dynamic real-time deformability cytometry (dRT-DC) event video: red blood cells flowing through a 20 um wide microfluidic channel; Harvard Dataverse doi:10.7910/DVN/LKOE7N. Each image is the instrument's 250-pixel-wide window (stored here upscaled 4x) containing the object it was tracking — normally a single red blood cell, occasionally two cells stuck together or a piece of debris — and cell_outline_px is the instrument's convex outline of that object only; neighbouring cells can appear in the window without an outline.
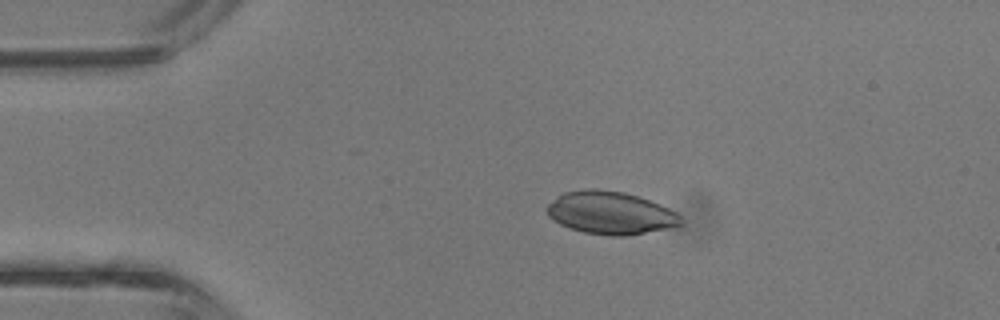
{"species": "common noctule bat (a hibernating species)", "species_latin": "Nyctalus noctula", "temperature_condition": "room temperature", "stored_images_in_passage": 37, "camera_frame_rate_fps": 3000, "um_per_image_px": 0.085, "animal": {"sex": "male", "body_mass_g": 13.3}, "frame": {"image": 1, "passage_image": 4, "time_ms": 1.0, "image_size_px": [1000, 320], "cell_outline_px": [[684, 224], [624, 236], [608, 236], [584, 232], [568, 228], [560, 224], [548, 216], [544, 208], [548, 204], [564, 192], [588, 188], [596, 188], [624, 192], [660, 204], [676, 212], [680, 216]], "centroid_in_image_um": [51.84, 18.09], "position_along_channel_um": 33.2, "area_um2": 33.23}}
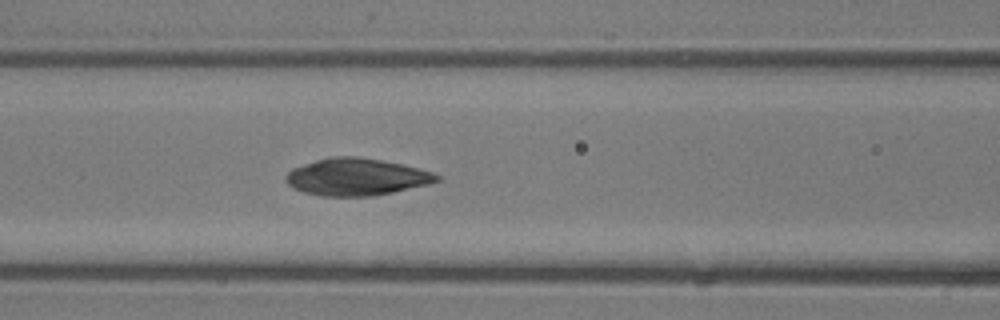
{"frame": {"image": 2, "passage_image": 13, "time_ms": 4.0, "image_size_px": [1000, 320], "cell_outline_px": [[440, 180], [428, 184], [392, 192], [372, 196], [320, 196], [304, 192], [292, 188], [284, 180], [284, 176], [292, 168], [328, 156], [356, 156], [404, 164], [432, 172], [440, 176]], "centroid_in_image_um": [30.26, 15.03], "position_along_channel_um": 136.3, "area_um2": 32.71}}
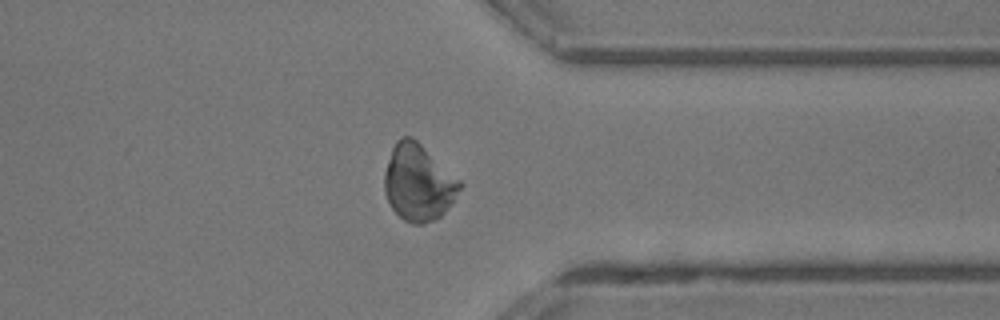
{"frame": {"image": 3, "passage_image": 28, "time_ms": 9.0, "image_size_px": [1000, 320], "cell_outline_px": [[464, 184], [452, 204], [436, 220], [424, 224], [412, 224], [404, 220], [392, 208], [384, 192], [384, 172], [392, 148], [404, 136], [412, 136], [460, 180]], "centroid_in_image_um": [35.57, 15.56], "position_along_channel_um": 375.8, "area_um2": 33.47}}